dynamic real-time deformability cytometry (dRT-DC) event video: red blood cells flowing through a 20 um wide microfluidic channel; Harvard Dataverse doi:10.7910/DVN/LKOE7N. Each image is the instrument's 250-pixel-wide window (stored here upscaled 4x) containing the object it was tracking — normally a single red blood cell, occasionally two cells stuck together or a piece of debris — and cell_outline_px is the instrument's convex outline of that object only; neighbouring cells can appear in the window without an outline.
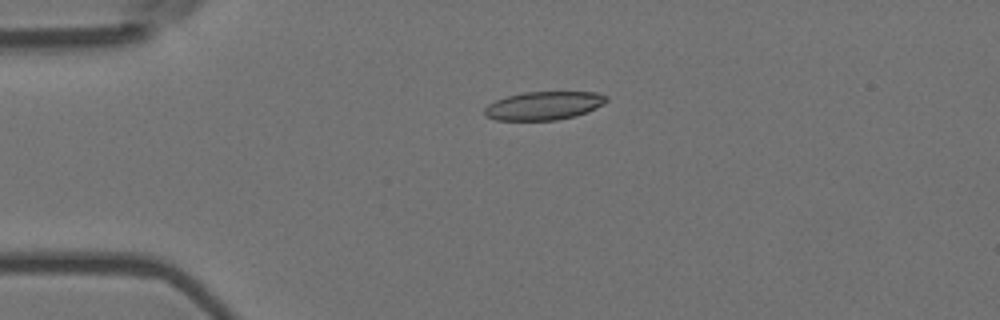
{"species": "Egyptian fruit bat (a non-hibernating species)", "species_latin": "Rousettus aegyptiacus", "temperature_condition": "room temperature", "stored_images_in_passage": 5, "camera_frame_rate_fps": 3000, "um_per_image_px": 0.085, "animal": {"sex": "female"}, "frame": {"image": 1, "passage_image": 3, "time_ms": 0.667, "image_size_px": [1000, 320], "cell_outline_px": [[608, 100], [604, 104], [588, 112], [576, 116], [556, 120], [496, 120], [484, 116], [484, 108], [488, 104], [496, 100], [508, 96], [524, 92], [596, 92], [608, 96]], "centroid_in_image_um": [46.24, 8.98], "position_along_channel_um": 38.8, "area_um2": 20.29}}
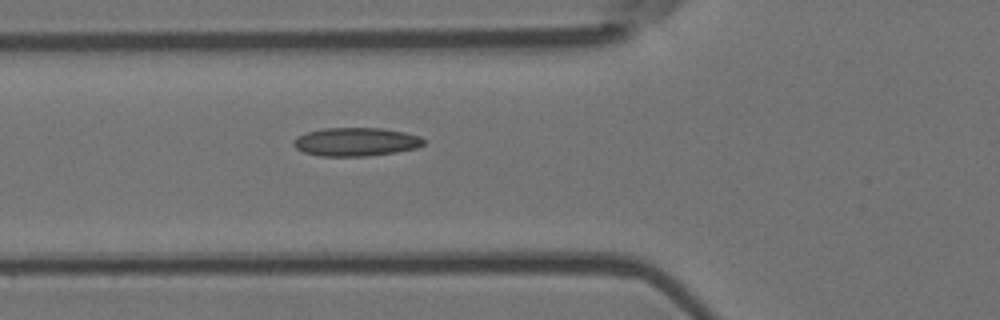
{"frame": {"image": 2, "passage_image": 5, "time_ms": 1.333, "image_size_px": [1000, 320], "cell_outline_px": [[428, 140], [424, 144], [416, 148], [396, 152], [368, 156], [320, 156], [304, 152], [296, 148], [292, 144], [292, 140], [296, 136], [304, 132], [324, 128], [380, 128], [404, 132], [420, 136]], "centroid_in_image_um": [30.24, 12.05], "position_along_channel_um": 95.6, "area_um2": 21.85}}